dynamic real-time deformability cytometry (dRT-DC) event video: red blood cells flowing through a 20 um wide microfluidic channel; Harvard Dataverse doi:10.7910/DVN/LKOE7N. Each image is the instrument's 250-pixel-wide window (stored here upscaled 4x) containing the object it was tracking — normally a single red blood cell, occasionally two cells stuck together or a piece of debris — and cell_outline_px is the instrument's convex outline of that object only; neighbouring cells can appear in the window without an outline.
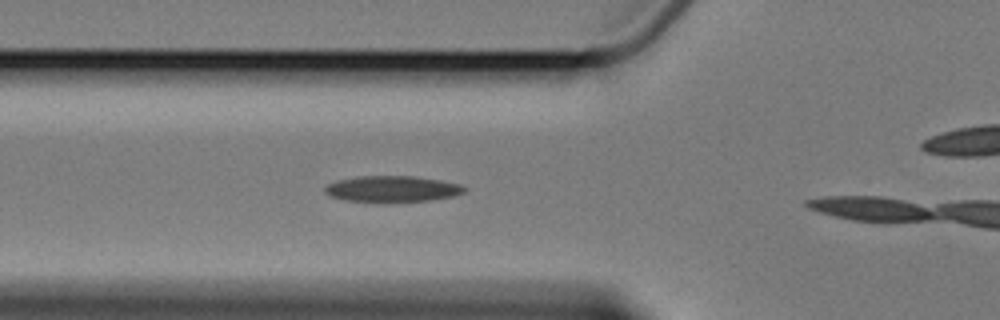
{"species": "Egyptian fruit bat (a non-hibernating species)", "species_latin": "Rousettus aegyptiacus", "temperature_condition": "cold", "stored_images_in_passage": 3, "camera_frame_rate_fps": 3000, "um_per_image_px": 0.085, "animal": {"sex": "female"}, "frame": {"image": 1, "passage_image": 2, "time_ms": 1.0, "image_size_px": [1000, 320], "cell_outline_px": [[468, 188], [464, 192], [452, 196], [428, 200], [388, 204], [376, 204], [344, 200], [328, 196], [324, 192], [324, 188], [328, 184], [336, 180], [356, 176], [412, 176], [440, 180], [460, 184]], "centroid_in_image_um": [33.27, 16.09], "position_along_channel_um": 92.5, "area_um2": 22.02}}